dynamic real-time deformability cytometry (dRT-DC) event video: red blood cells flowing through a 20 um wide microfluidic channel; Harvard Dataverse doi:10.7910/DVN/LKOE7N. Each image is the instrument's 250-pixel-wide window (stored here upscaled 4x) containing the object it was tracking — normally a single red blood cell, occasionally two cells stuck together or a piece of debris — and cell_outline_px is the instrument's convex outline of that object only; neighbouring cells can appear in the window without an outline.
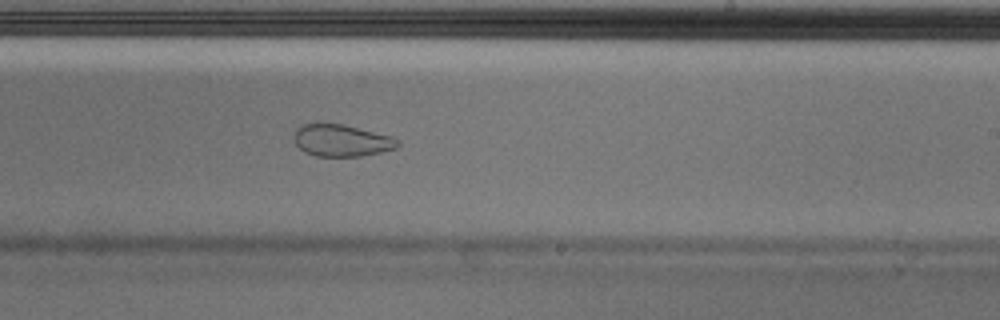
{"species": "Egyptian fruit bat (a non-hibernating species)", "species_latin": "Rousettus aegyptiacus", "temperature_condition": "cold", "stored_images_in_passage": 53, "camera_frame_rate_fps": 3000, "um_per_image_px": 0.085, "animal": {"sex": "male"}, "frame": {"image": 1, "passage_image": 31, "time_ms": 10.0, "image_size_px": [1000, 320], "cell_outline_px": [[400, 144], [396, 148], [380, 152], [360, 156], [316, 156], [304, 152], [296, 144], [296, 128], [304, 124], [320, 120], [344, 124], [392, 136], [400, 140]], "centroid_in_image_um": [29.03, 11.9], "position_along_channel_um": 260.0, "area_um2": 19.71}, "authors_computed_cell_mechanics": {"area_um2": 25.2586, "velocity_mm_per_s": 3.6664, "shape_relaxation_time_tau1_ms": null, "shape_relaxation_time_tau2_ms": 1.4235, "deformation_change_tau1": null, "deformation_change_tau2": 0.0619}}